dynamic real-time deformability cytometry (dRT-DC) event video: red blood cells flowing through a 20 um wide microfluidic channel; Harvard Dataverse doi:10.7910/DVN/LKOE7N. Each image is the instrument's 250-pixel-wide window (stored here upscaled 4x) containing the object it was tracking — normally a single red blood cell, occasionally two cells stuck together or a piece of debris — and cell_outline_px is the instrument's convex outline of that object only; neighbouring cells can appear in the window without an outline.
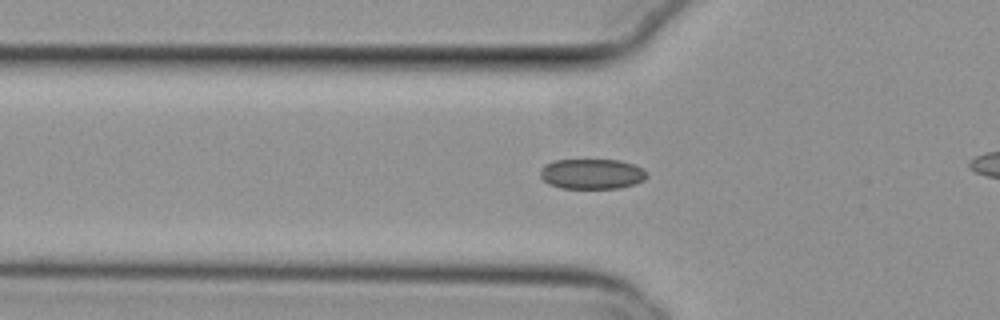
{"species": "common noctule bat (a hibernating species)", "species_latin": "Nyctalus noctula", "temperature_condition": "cold", "stored_images_in_passage": 48, "camera_frame_rate_fps": 3000, "um_per_image_px": 0.085, "animal": {"sex": "female", "body_mass_g": 29.2, "forearm_length_mm": 56.3}, "frame": {"image": 1, "passage_image": 19, "time_ms": 6.0, "image_size_px": [1000, 320], "cell_outline_px": [[648, 176], [644, 180], [636, 184], [620, 188], [560, 188], [548, 184], [540, 176], [540, 168], [544, 164], [552, 160], [620, 160], [632, 164], [648, 172]], "centroid_in_image_um": [50.29, 14.78], "position_along_channel_um": 75.5, "area_um2": 18.96}}
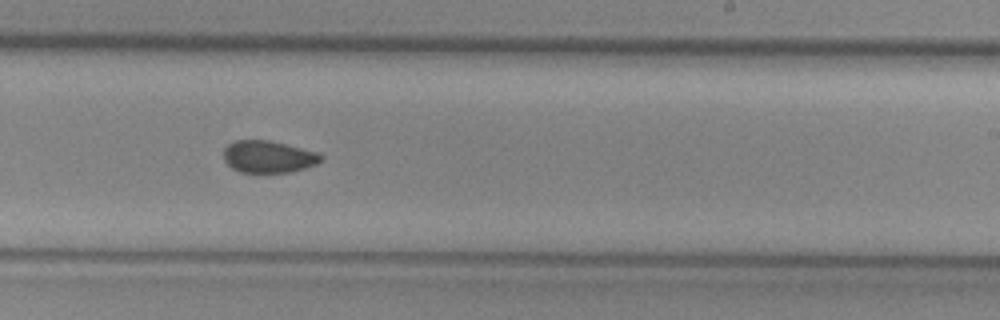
{"frame": {"image": 2, "passage_image": 34, "time_ms": 11.0, "image_size_px": [1000, 320], "cell_outline_px": [[324, 156], [316, 164], [292, 172], [240, 172], [232, 168], [224, 160], [224, 148], [228, 144], [236, 140], [268, 140], [320, 152]], "centroid_in_image_um": [22.82, 13.31], "position_along_channel_um": 266.2, "area_um2": 18.21}}
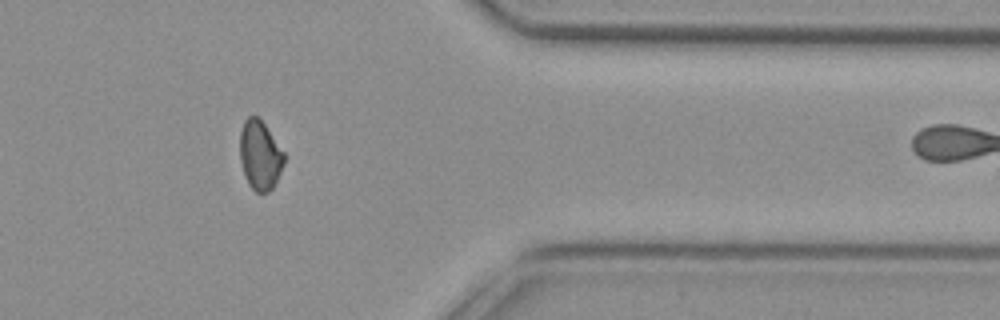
{"frame": {"image": 3, "passage_image": 45, "time_ms": 14.667, "image_size_px": [1000, 320], "cell_outline_px": [[284, 164], [272, 188], [268, 192], [256, 192], [248, 184], [240, 160], [240, 132], [244, 120], [248, 116], [256, 116], [264, 124], [284, 152]], "centroid_in_image_um": [22.08, 13.19], "position_along_channel_um": 389.3, "area_um2": 17.57}, "authors_computed_cell_mechanics": {"area_um2": 19.074, "velocity_mm_per_s": 3.8159, "shape_relaxation_time_tau1_ms": 9.5212, "shape_relaxation_time_tau2_ms": 3.5834, "deformation_change_tau1": 0.1218, "deformation_change_tau2": 0.0677}}